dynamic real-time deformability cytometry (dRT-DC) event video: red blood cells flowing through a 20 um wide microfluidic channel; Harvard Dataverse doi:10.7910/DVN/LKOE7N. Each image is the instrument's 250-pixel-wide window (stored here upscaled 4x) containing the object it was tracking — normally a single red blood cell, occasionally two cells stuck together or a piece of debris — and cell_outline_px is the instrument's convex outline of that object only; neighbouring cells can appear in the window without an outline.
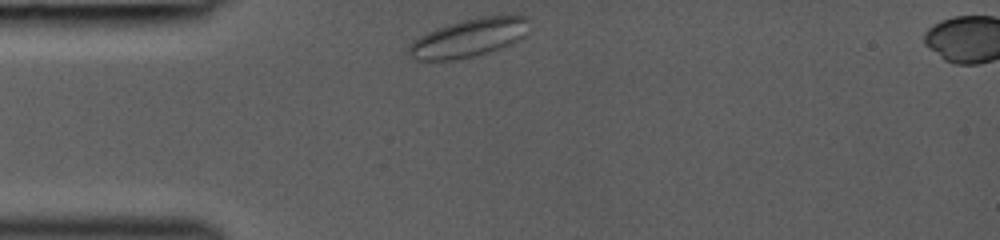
{"species": "common noctule bat (a hibernating species)", "species_latin": "Nyctalus noctula", "temperature_condition": "room temperature", "stored_images_in_passage": 31, "camera_frame_rate_fps": 3000, "um_per_image_px": 0.085, "animal": {"sex": "female", "body_mass_g": 19.0, "forearm_length_mm": 53.3}, "frame": {"image": 1, "passage_image": 1, "time_ms": 0.0, "image_size_px": [1000, 240], "cell_outline_px": [[532, 20], [528, 32], [520, 40], [512, 44], [476, 56], [456, 60], [412, 60], [408, 56], [408, 44], [420, 36], [428, 32], [448, 24], [464, 20], [484, 16], [508, 12], [516, 12], [528, 16]], "centroid_in_image_um": [39.97, 3.18], "position_along_channel_um": 45.0, "area_um2": 27.92}}
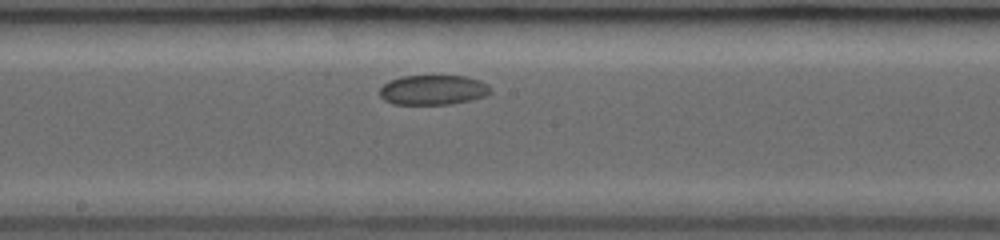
{"frame": {"image": 2, "passage_image": 15, "time_ms": 4.667, "image_size_px": [1000, 240], "cell_outline_px": [[492, 92], [484, 96], [472, 100], [452, 104], [392, 104], [384, 100], [380, 96], [380, 88], [384, 84], [392, 80], [404, 76], [464, 76], [480, 80], [488, 84], [492, 88]], "centroid_in_image_um": [36.85, 7.65], "position_along_channel_um": 211.4, "area_um2": 19.31}}
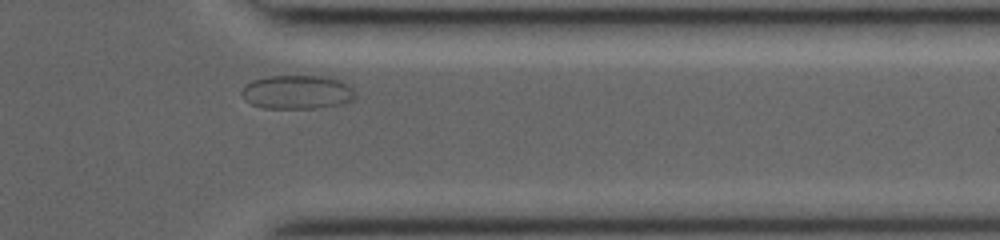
{"frame": {"image": 3, "passage_image": 28, "time_ms": 9.0, "image_size_px": [1000, 240], "cell_outline_px": [[356, 100], [344, 104], [316, 108], [264, 108], [252, 104], [244, 100], [240, 92], [244, 84], [252, 80], [268, 76], [324, 76], [340, 80], [348, 84], [356, 92]], "centroid_in_image_um": [25.28, 7.83], "position_along_channel_um": 386.1, "area_um2": 22.83}}